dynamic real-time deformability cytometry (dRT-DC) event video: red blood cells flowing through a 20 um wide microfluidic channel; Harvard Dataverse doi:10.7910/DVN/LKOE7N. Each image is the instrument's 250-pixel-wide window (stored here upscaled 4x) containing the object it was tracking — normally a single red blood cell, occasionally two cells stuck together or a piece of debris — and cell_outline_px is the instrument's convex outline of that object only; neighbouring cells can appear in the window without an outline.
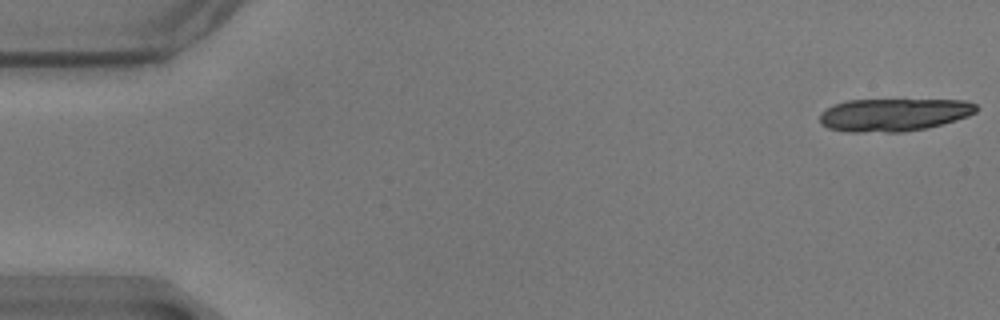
{"species": "common noctule bat (a hibernating species)", "species_latin": "Nyctalus noctula", "temperature_condition": "warm", "stored_images_in_passage": 19, "camera_frame_rate_fps": 3000, "um_per_image_px": 0.085, "animal": {"sex": "male", "body_mass_g": 17.9}, "frame": {"image": 1, "passage_image": 1, "time_ms": 0.0, "image_size_px": [1000, 320], "cell_outline_px": [[980, 108], [976, 112], [968, 116], [956, 120], [928, 128], [904, 132], [848, 132], [828, 128], [820, 124], [820, 116], [828, 108], [836, 104], [848, 100], [968, 100], [976, 104]], "centroid_in_image_um": [76.02, 9.76], "position_along_channel_um": 9.0, "area_um2": 30.0}}